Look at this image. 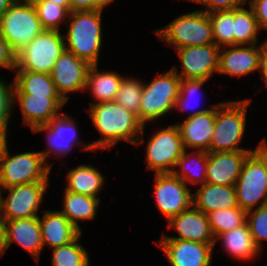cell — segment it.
<instances>
[{
	"mask_svg": "<svg viewBox=\"0 0 267 266\" xmlns=\"http://www.w3.org/2000/svg\"><path fill=\"white\" fill-rule=\"evenodd\" d=\"M180 83L181 78L172 68L157 76L149 84L143 82L139 110V120L143 125L165 116L174 109Z\"/></svg>",
	"mask_w": 267,
	"mask_h": 266,
	"instance_id": "cell-7",
	"label": "cell"
},
{
	"mask_svg": "<svg viewBox=\"0 0 267 266\" xmlns=\"http://www.w3.org/2000/svg\"><path fill=\"white\" fill-rule=\"evenodd\" d=\"M18 101L23 115V124L35 127L47 125L59 116L66 101L61 96H33L30 94H12V108Z\"/></svg>",
	"mask_w": 267,
	"mask_h": 266,
	"instance_id": "cell-15",
	"label": "cell"
},
{
	"mask_svg": "<svg viewBox=\"0 0 267 266\" xmlns=\"http://www.w3.org/2000/svg\"><path fill=\"white\" fill-rule=\"evenodd\" d=\"M98 64L90 65L85 90H90L98 103L114 101L119 91L122 78L120 74L111 71L98 72Z\"/></svg>",
	"mask_w": 267,
	"mask_h": 266,
	"instance_id": "cell-26",
	"label": "cell"
},
{
	"mask_svg": "<svg viewBox=\"0 0 267 266\" xmlns=\"http://www.w3.org/2000/svg\"><path fill=\"white\" fill-rule=\"evenodd\" d=\"M103 10L74 11L68 16L65 48L90 65L98 64L102 46L101 17Z\"/></svg>",
	"mask_w": 267,
	"mask_h": 266,
	"instance_id": "cell-2",
	"label": "cell"
},
{
	"mask_svg": "<svg viewBox=\"0 0 267 266\" xmlns=\"http://www.w3.org/2000/svg\"><path fill=\"white\" fill-rule=\"evenodd\" d=\"M220 47L215 43L201 46H187L176 49L182 70L172 69L181 79L209 80L218 72Z\"/></svg>",
	"mask_w": 267,
	"mask_h": 266,
	"instance_id": "cell-12",
	"label": "cell"
},
{
	"mask_svg": "<svg viewBox=\"0 0 267 266\" xmlns=\"http://www.w3.org/2000/svg\"><path fill=\"white\" fill-rule=\"evenodd\" d=\"M154 196L157 208L170 218L186 211L193 205L189 186L172 173L155 174Z\"/></svg>",
	"mask_w": 267,
	"mask_h": 266,
	"instance_id": "cell-13",
	"label": "cell"
},
{
	"mask_svg": "<svg viewBox=\"0 0 267 266\" xmlns=\"http://www.w3.org/2000/svg\"><path fill=\"white\" fill-rule=\"evenodd\" d=\"M246 222L256 246L261 250V241H267V205L247 211Z\"/></svg>",
	"mask_w": 267,
	"mask_h": 266,
	"instance_id": "cell-37",
	"label": "cell"
},
{
	"mask_svg": "<svg viewBox=\"0 0 267 266\" xmlns=\"http://www.w3.org/2000/svg\"><path fill=\"white\" fill-rule=\"evenodd\" d=\"M193 206L208 215L220 209L239 207L235 186L205 183L192 196Z\"/></svg>",
	"mask_w": 267,
	"mask_h": 266,
	"instance_id": "cell-23",
	"label": "cell"
},
{
	"mask_svg": "<svg viewBox=\"0 0 267 266\" xmlns=\"http://www.w3.org/2000/svg\"><path fill=\"white\" fill-rule=\"evenodd\" d=\"M6 250V224L5 220L0 217V256L4 255Z\"/></svg>",
	"mask_w": 267,
	"mask_h": 266,
	"instance_id": "cell-45",
	"label": "cell"
},
{
	"mask_svg": "<svg viewBox=\"0 0 267 266\" xmlns=\"http://www.w3.org/2000/svg\"><path fill=\"white\" fill-rule=\"evenodd\" d=\"M68 192L88 195L98 198V193L104 185V177L91 165H78L76 168L68 171L66 175Z\"/></svg>",
	"mask_w": 267,
	"mask_h": 266,
	"instance_id": "cell-28",
	"label": "cell"
},
{
	"mask_svg": "<svg viewBox=\"0 0 267 266\" xmlns=\"http://www.w3.org/2000/svg\"><path fill=\"white\" fill-rule=\"evenodd\" d=\"M16 0H0V17L8 10V8L15 2Z\"/></svg>",
	"mask_w": 267,
	"mask_h": 266,
	"instance_id": "cell-47",
	"label": "cell"
},
{
	"mask_svg": "<svg viewBox=\"0 0 267 266\" xmlns=\"http://www.w3.org/2000/svg\"><path fill=\"white\" fill-rule=\"evenodd\" d=\"M49 1L54 2L59 6L65 7L70 12V2H69V0H49Z\"/></svg>",
	"mask_w": 267,
	"mask_h": 266,
	"instance_id": "cell-48",
	"label": "cell"
},
{
	"mask_svg": "<svg viewBox=\"0 0 267 266\" xmlns=\"http://www.w3.org/2000/svg\"><path fill=\"white\" fill-rule=\"evenodd\" d=\"M249 0H192L191 2L199 3L205 7L201 11H205L207 13L213 11H223V10H232L236 8L243 7L245 3Z\"/></svg>",
	"mask_w": 267,
	"mask_h": 266,
	"instance_id": "cell-40",
	"label": "cell"
},
{
	"mask_svg": "<svg viewBox=\"0 0 267 266\" xmlns=\"http://www.w3.org/2000/svg\"><path fill=\"white\" fill-rule=\"evenodd\" d=\"M260 74H262L261 78L263 79L267 87V40L266 39L263 42V47H262Z\"/></svg>",
	"mask_w": 267,
	"mask_h": 266,
	"instance_id": "cell-44",
	"label": "cell"
},
{
	"mask_svg": "<svg viewBox=\"0 0 267 266\" xmlns=\"http://www.w3.org/2000/svg\"><path fill=\"white\" fill-rule=\"evenodd\" d=\"M178 166L180 167L181 172H177V170H175ZM175 169L172 171V174L175 177L180 178L185 184H205L207 172V152L196 150L195 152L193 151L187 154V150L185 149L182 155L178 158Z\"/></svg>",
	"mask_w": 267,
	"mask_h": 266,
	"instance_id": "cell-30",
	"label": "cell"
},
{
	"mask_svg": "<svg viewBox=\"0 0 267 266\" xmlns=\"http://www.w3.org/2000/svg\"><path fill=\"white\" fill-rule=\"evenodd\" d=\"M65 49L64 36L59 30L44 29L16 54L15 70L51 74Z\"/></svg>",
	"mask_w": 267,
	"mask_h": 266,
	"instance_id": "cell-8",
	"label": "cell"
},
{
	"mask_svg": "<svg viewBox=\"0 0 267 266\" xmlns=\"http://www.w3.org/2000/svg\"><path fill=\"white\" fill-rule=\"evenodd\" d=\"M63 215L80 231L78 220H93L100 204V198L68 192L64 189Z\"/></svg>",
	"mask_w": 267,
	"mask_h": 266,
	"instance_id": "cell-29",
	"label": "cell"
},
{
	"mask_svg": "<svg viewBox=\"0 0 267 266\" xmlns=\"http://www.w3.org/2000/svg\"><path fill=\"white\" fill-rule=\"evenodd\" d=\"M250 99L223 101L216 104L214 131L209 152L255 151L239 147L244 137Z\"/></svg>",
	"mask_w": 267,
	"mask_h": 266,
	"instance_id": "cell-4",
	"label": "cell"
},
{
	"mask_svg": "<svg viewBox=\"0 0 267 266\" xmlns=\"http://www.w3.org/2000/svg\"><path fill=\"white\" fill-rule=\"evenodd\" d=\"M0 67L15 70L16 68V53L13 51L10 44L0 33Z\"/></svg>",
	"mask_w": 267,
	"mask_h": 266,
	"instance_id": "cell-41",
	"label": "cell"
},
{
	"mask_svg": "<svg viewBox=\"0 0 267 266\" xmlns=\"http://www.w3.org/2000/svg\"><path fill=\"white\" fill-rule=\"evenodd\" d=\"M89 67L87 61L66 49L55 62L51 77L57 92L66 102L68 93L85 90Z\"/></svg>",
	"mask_w": 267,
	"mask_h": 266,
	"instance_id": "cell-14",
	"label": "cell"
},
{
	"mask_svg": "<svg viewBox=\"0 0 267 266\" xmlns=\"http://www.w3.org/2000/svg\"><path fill=\"white\" fill-rule=\"evenodd\" d=\"M170 229H175L179 237L162 234L161 239H179L193 242L215 244V237L211 230L208 216L196 209L193 205L170 218L168 221Z\"/></svg>",
	"mask_w": 267,
	"mask_h": 266,
	"instance_id": "cell-20",
	"label": "cell"
},
{
	"mask_svg": "<svg viewBox=\"0 0 267 266\" xmlns=\"http://www.w3.org/2000/svg\"><path fill=\"white\" fill-rule=\"evenodd\" d=\"M35 7L37 17L41 22L44 29L47 30H59L60 24L66 23V19L69 16V11L49 0H32Z\"/></svg>",
	"mask_w": 267,
	"mask_h": 266,
	"instance_id": "cell-35",
	"label": "cell"
},
{
	"mask_svg": "<svg viewBox=\"0 0 267 266\" xmlns=\"http://www.w3.org/2000/svg\"><path fill=\"white\" fill-rule=\"evenodd\" d=\"M155 32L160 40L174 45L175 49L214 43L209 14L201 10L185 13Z\"/></svg>",
	"mask_w": 267,
	"mask_h": 266,
	"instance_id": "cell-5",
	"label": "cell"
},
{
	"mask_svg": "<svg viewBox=\"0 0 267 266\" xmlns=\"http://www.w3.org/2000/svg\"><path fill=\"white\" fill-rule=\"evenodd\" d=\"M231 47V48H230ZM263 43L260 45H233L221 47L219 53V74L244 76L260 70Z\"/></svg>",
	"mask_w": 267,
	"mask_h": 266,
	"instance_id": "cell-18",
	"label": "cell"
},
{
	"mask_svg": "<svg viewBox=\"0 0 267 266\" xmlns=\"http://www.w3.org/2000/svg\"><path fill=\"white\" fill-rule=\"evenodd\" d=\"M251 152H207L206 183L235 186L243 163Z\"/></svg>",
	"mask_w": 267,
	"mask_h": 266,
	"instance_id": "cell-21",
	"label": "cell"
},
{
	"mask_svg": "<svg viewBox=\"0 0 267 266\" xmlns=\"http://www.w3.org/2000/svg\"><path fill=\"white\" fill-rule=\"evenodd\" d=\"M159 247L172 266H210L215 244L179 239H160Z\"/></svg>",
	"mask_w": 267,
	"mask_h": 266,
	"instance_id": "cell-19",
	"label": "cell"
},
{
	"mask_svg": "<svg viewBox=\"0 0 267 266\" xmlns=\"http://www.w3.org/2000/svg\"><path fill=\"white\" fill-rule=\"evenodd\" d=\"M210 109L197 110L182 122L176 123L183 146L209 152V144L214 131L216 104Z\"/></svg>",
	"mask_w": 267,
	"mask_h": 266,
	"instance_id": "cell-16",
	"label": "cell"
},
{
	"mask_svg": "<svg viewBox=\"0 0 267 266\" xmlns=\"http://www.w3.org/2000/svg\"><path fill=\"white\" fill-rule=\"evenodd\" d=\"M7 145L6 142L0 153V188L48 182L52 163L47 165L39 151L11 156Z\"/></svg>",
	"mask_w": 267,
	"mask_h": 266,
	"instance_id": "cell-6",
	"label": "cell"
},
{
	"mask_svg": "<svg viewBox=\"0 0 267 266\" xmlns=\"http://www.w3.org/2000/svg\"><path fill=\"white\" fill-rule=\"evenodd\" d=\"M206 81L207 80L181 79L179 95H178V97L176 99L174 108L179 109L182 112L184 110L188 111V109H194V108H192L194 106H193V104H191V100L190 99L193 96H196L195 93H197L198 91L201 90L202 85Z\"/></svg>",
	"mask_w": 267,
	"mask_h": 266,
	"instance_id": "cell-38",
	"label": "cell"
},
{
	"mask_svg": "<svg viewBox=\"0 0 267 266\" xmlns=\"http://www.w3.org/2000/svg\"><path fill=\"white\" fill-rule=\"evenodd\" d=\"M207 216L214 237L233 228L240 227L247 221V211L240 207L220 209L209 213Z\"/></svg>",
	"mask_w": 267,
	"mask_h": 266,
	"instance_id": "cell-33",
	"label": "cell"
},
{
	"mask_svg": "<svg viewBox=\"0 0 267 266\" xmlns=\"http://www.w3.org/2000/svg\"><path fill=\"white\" fill-rule=\"evenodd\" d=\"M220 239L224 246L223 248L229 253L228 255L240 261H250L259 254L260 250L252 238L247 222L240 227L217 235L215 237V244Z\"/></svg>",
	"mask_w": 267,
	"mask_h": 266,
	"instance_id": "cell-25",
	"label": "cell"
},
{
	"mask_svg": "<svg viewBox=\"0 0 267 266\" xmlns=\"http://www.w3.org/2000/svg\"><path fill=\"white\" fill-rule=\"evenodd\" d=\"M12 94H30L33 96H60L55 88L51 74L14 70Z\"/></svg>",
	"mask_w": 267,
	"mask_h": 266,
	"instance_id": "cell-27",
	"label": "cell"
},
{
	"mask_svg": "<svg viewBox=\"0 0 267 266\" xmlns=\"http://www.w3.org/2000/svg\"><path fill=\"white\" fill-rule=\"evenodd\" d=\"M259 25L253 10L240 7L234 9V45L257 44Z\"/></svg>",
	"mask_w": 267,
	"mask_h": 266,
	"instance_id": "cell-31",
	"label": "cell"
},
{
	"mask_svg": "<svg viewBox=\"0 0 267 266\" xmlns=\"http://www.w3.org/2000/svg\"><path fill=\"white\" fill-rule=\"evenodd\" d=\"M87 111L101 138L85 145L81 150L110 149L120 140L134 145L144 143L145 125L140 122L136 114L115 101L92 102Z\"/></svg>",
	"mask_w": 267,
	"mask_h": 266,
	"instance_id": "cell-1",
	"label": "cell"
},
{
	"mask_svg": "<svg viewBox=\"0 0 267 266\" xmlns=\"http://www.w3.org/2000/svg\"><path fill=\"white\" fill-rule=\"evenodd\" d=\"M8 125H0V153L3 150L4 145L6 144V142H8L7 140V129Z\"/></svg>",
	"mask_w": 267,
	"mask_h": 266,
	"instance_id": "cell-46",
	"label": "cell"
},
{
	"mask_svg": "<svg viewBox=\"0 0 267 266\" xmlns=\"http://www.w3.org/2000/svg\"><path fill=\"white\" fill-rule=\"evenodd\" d=\"M5 224L7 249L16 242L38 263L43 249L39 216L5 221Z\"/></svg>",
	"mask_w": 267,
	"mask_h": 266,
	"instance_id": "cell-22",
	"label": "cell"
},
{
	"mask_svg": "<svg viewBox=\"0 0 267 266\" xmlns=\"http://www.w3.org/2000/svg\"><path fill=\"white\" fill-rule=\"evenodd\" d=\"M143 93V82L135 78H122V82L117 92L115 102L123 106L128 111L136 114L139 119L140 99Z\"/></svg>",
	"mask_w": 267,
	"mask_h": 266,
	"instance_id": "cell-36",
	"label": "cell"
},
{
	"mask_svg": "<svg viewBox=\"0 0 267 266\" xmlns=\"http://www.w3.org/2000/svg\"><path fill=\"white\" fill-rule=\"evenodd\" d=\"M147 144V169L156 174L172 173L185 148L176 124L153 134Z\"/></svg>",
	"mask_w": 267,
	"mask_h": 266,
	"instance_id": "cell-11",
	"label": "cell"
},
{
	"mask_svg": "<svg viewBox=\"0 0 267 266\" xmlns=\"http://www.w3.org/2000/svg\"><path fill=\"white\" fill-rule=\"evenodd\" d=\"M43 30L31 1L16 0L0 17V33L16 54Z\"/></svg>",
	"mask_w": 267,
	"mask_h": 266,
	"instance_id": "cell-9",
	"label": "cell"
},
{
	"mask_svg": "<svg viewBox=\"0 0 267 266\" xmlns=\"http://www.w3.org/2000/svg\"><path fill=\"white\" fill-rule=\"evenodd\" d=\"M32 131L34 133L46 131L49 149L39 151L46 163H49L47 162L49 155L53 154L61 158L67 155L76 144L81 145V142L77 140L78 132L74 119L64 113L52 119L47 125L35 127Z\"/></svg>",
	"mask_w": 267,
	"mask_h": 266,
	"instance_id": "cell-17",
	"label": "cell"
},
{
	"mask_svg": "<svg viewBox=\"0 0 267 266\" xmlns=\"http://www.w3.org/2000/svg\"><path fill=\"white\" fill-rule=\"evenodd\" d=\"M214 43L220 48L234 45V9L209 12Z\"/></svg>",
	"mask_w": 267,
	"mask_h": 266,
	"instance_id": "cell-34",
	"label": "cell"
},
{
	"mask_svg": "<svg viewBox=\"0 0 267 266\" xmlns=\"http://www.w3.org/2000/svg\"><path fill=\"white\" fill-rule=\"evenodd\" d=\"M81 234L70 243L53 248V266H90L88 252L78 243Z\"/></svg>",
	"mask_w": 267,
	"mask_h": 266,
	"instance_id": "cell-32",
	"label": "cell"
},
{
	"mask_svg": "<svg viewBox=\"0 0 267 266\" xmlns=\"http://www.w3.org/2000/svg\"><path fill=\"white\" fill-rule=\"evenodd\" d=\"M114 0H69L70 12L103 10Z\"/></svg>",
	"mask_w": 267,
	"mask_h": 266,
	"instance_id": "cell-42",
	"label": "cell"
},
{
	"mask_svg": "<svg viewBox=\"0 0 267 266\" xmlns=\"http://www.w3.org/2000/svg\"><path fill=\"white\" fill-rule=\"evenodd\" d=\"M238 206L253 210L267 205V141L260 144L245 159L235 184Z\"/></svg>",
	"mask_w": 267,
	"mask_h": 266,
	"instance_id": "cell-3",
	"label": "cell"
},
{
	"mask_svg": "<svg viewBox=\"0 0 267 266\" xmlns=\"http://www.w3.org/2000/svg\"><path fill=\"white\" fill-rule=\"evenodd\" d=\"M40 219L43 247H59L73 241L81 232L63 215L61 211L45 210Z\"/></svg>",
	"mask_w": 267,
	"mask_h": 266,
	"instance_id": "cell-24",
	"label": "cell"
},
{
	"mask_svg": "<svg viewBox=\"0 0 267 266\" xmlns=\"http://www.w3.org/2000/svg\"><path fill=\"white\" fill-rule=\"evenodd\" d=\"M248 4L254 12L259 28L267 30V0H250Z\"/></svg>",
	"mask_w": 267,
	"mask_h": 266,
	"instance_id": "cell-43",
	"label": "cell"
},
{
	"mask_svg": "<svg viewBox=\"0 0 267 266\" xmlns=\"http://www.w3.org/2000/svg\"><path fill=\"white\" fill-rule=\"evenodd\" d=\"M48 182H33L0 188V217L5 221L38 216L37 212L47 192ZM7 190L6 199L2 192Z\"/></svg>",
	"mask_w": 267,
	"mask_h": 266,
	"instance_id": "cell-10",
	"label": "cell"
},
{
	"mask_svg": "<svg viewBox=\"0 0 267 266\" xmlns=\"http://www.w3.org/2000/svg\"><path fill=\"white\" fill-rule=\"evenodd\" d=\"M13 83L5 85L0 77V125H8L12 111Z\"/></svg>",
	"mask_w": 267,
	"mask_h": 266,
	"instance_id": "cell-39",
	"label": "cell"
}]
</instances>
